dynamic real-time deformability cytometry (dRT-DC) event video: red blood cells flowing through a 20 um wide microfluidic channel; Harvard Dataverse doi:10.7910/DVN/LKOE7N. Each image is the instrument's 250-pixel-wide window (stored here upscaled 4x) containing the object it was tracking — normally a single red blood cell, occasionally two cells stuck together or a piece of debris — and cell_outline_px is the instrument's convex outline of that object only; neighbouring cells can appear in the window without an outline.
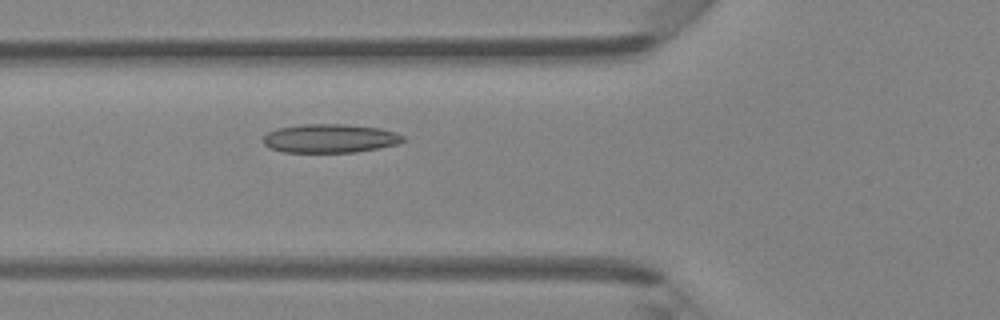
{"species": "Egyptian fruit bat (a non-hibernating species)", "species_latin": "Rousettus aegyptiacus", "temperature_condition": "room temperature", "stored_images_in_passage": 39, "camera_frame_rate_fps": 3000, "um_per_image_px": 0.085, "animal": {"sex": "female"}, "frame": {"image": 1, "passage_image": 9, "time_ms": 2.667, "image_size_px": [1000, 320], "cell_outline_px": [[404, 140], [400, 144], [356, 152], [284, 152], [272, 148], [264, 144], [264, 136], [268, 132], [276, 128], [300, 124], [344, 124], [380, 128], [396, 132], [404, 136]], "centroid_in_image_um": [28.07, 11.76], "position_along_channel_um": 97.7, "area_um2": 23.47}}
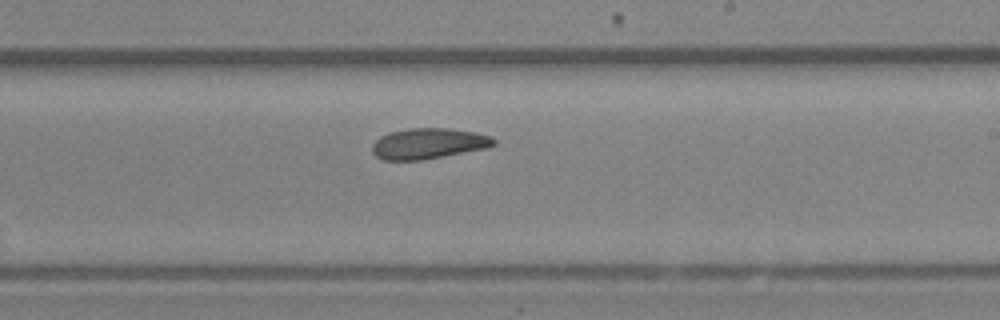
{"frame": {"image": 2, "passage_image": 20, "time_ms": 6.333, "image_size_px": [1000, 320], "cell_outline_px": [[496, 144], [488, 148], [420, 160], [384, 160], [376, 156], [372, 152], [372, 144], [380, 136], [388, 132], [408, 128], [448, 128], [476, 132], [488, 136], [496, 140]], "centroid_in_image_um": [36.4, 12.19], "position_along_channel_um": 252.6, "area_um2": 21.79}}
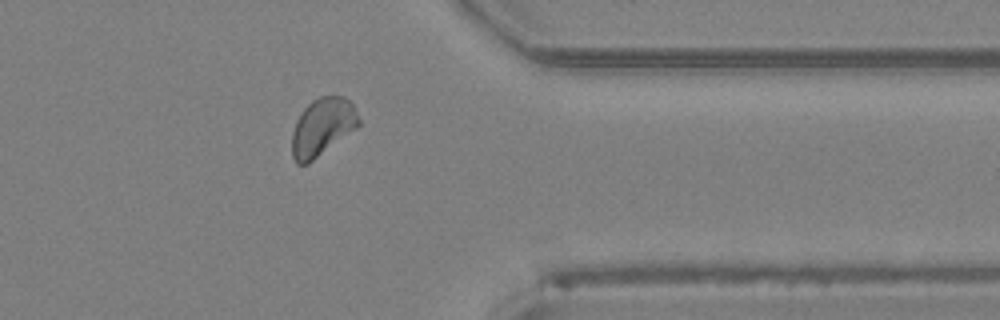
{"frame": {"image": 3, "passage_image": 30, "time_ms": 9.667, "image_size_px": [1000, 320], "cell_outline_px": [[360, 124], [356, 128], [308, 164], [296, 164], [292, 156], [292, 132], [296, 120], [304, 108], [312, 100], [320, 96], [344, 96], [352, 104], [360, 120]], "centroid_in_image_um": [27.38, 10.79], "position_along_channel_um": 384.0, "area_um2": 22.31}}